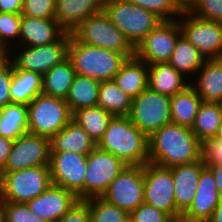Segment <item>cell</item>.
Instances as JSON below:
<instances>
[{"instance_id": "d6986e66", "label": "cell", "mask_w": 222, "mask_h": 222, "mask_svg": "<svg viewBox=\"0 0 222 222\" xmlns=\"http://www.w3.org/2000/svg\"><path fill=\"white\" fill-rule=\"evenodd\" d=\"M205 167L202 160L190 164L171 167L174 180V199L177 211L183 215L191 206L197 190L201 170Z\"/></svg>"}, {"instance_id": "ba28073f", "label": "cell", "mask_w": 222, "mask_h": 222, "mask_svg": "<svg viewBox=\"0 0 222 222\" xmlns=\"http://www.w3.org/2000/svg\"><path fill=\"white\" fill-rule=\"evenodd\" d=\"M171 96L147 87L132 99L128 117L147 137L171 123Z\"/></svg>"}, {"instance_id": "d4e9b609", "label": "cell", "mask_w": 222, "mask_h": 222, "mask_svg": "<svg viewBox=\"0 0 222 222\" xmlns=\"http://www.w3.org/2000/svg\"><path fill=\"white\" fill-rule=\"evenodd\" d=\"M191 83L168 62L148 65V87L160 94L173 96Z\"/></svg>"}, {"instance_id": "484cf974", "label": "cell", "mask_w": 222, "mask_h": 222, "mask_svg": "<svg viewBox=\"0 0 222 222\" xmlns=\"http://www.w3.org/2000/svg\"><path fill=\"white\" fill-rule=\"evenodd\" d=\"M75 76L72 61L65 59L42 75V94L66 100Z\"/></svg>"}, {"instance_id": "8992f818", "label": "cell", "mask_w": 222, "mask_h": 222, "mask_svg": "<svg viewBox=\"0 0 222 222\" xmlns=\"http://www.w3.org/2000/svg\"><path fill=\"white\" fill-rule=\"evenodd\" d=\"M71 34L86 45L123 53L128 58L134 56V47L104 11L86 18Z\"/></svg>"}, {"instance_id": "cb8c5ba5", "label": "cell", "mask_w": 222, "mask_h": 222, "mask_svg": "<svg viewBox=\"0 0 222 222\" xmlns=\"http://www.w3.org/2000/svg\"><path fill=\"white\" fill-rule=\"evenodd\" d=\"M113 80L134 99L148 87V64L135 56L127 58Z\"/></svg>"}, {"instance_id": "8fae6325", "label": "cell", "mask_w": 222, "mask_h": 222, "mask_svg": "<svg viewBox=\"0 0 222 222\" xmlns=\"http://www.w3.org/2000/svg\"><path fill=\"white\" fill-rule=\"evenodd\" d=\"M144 203L168 214L172 219L182 218L174 199V180L170 168L144 165Z\"/></svg>"}, {"instance_id": "9a60e30c", "label": "cell", "mask_w": 222, "mask_h": 222, "mask_svg": "<svg viewBox=\"0 0 222 222\" xmlns=\"http://www.w3.org/2000/svg\"><path fill=\"white\" fill-rule=\"evenodd\" d=\"M87 155L74 152H51L49 169L53 185L63 187L84 200Z\"/></svg>"}, {"instance_id": "d6a6232c", "label": "cell", "mask_w": 222, "mask_h": 222, "mask_svg": "<svg viewBox=\"0 0 222 222\" xmlns=\"http://www.w3.org/2000/svg\"><path fill=\"white\" fill-rule=\"evenodd\" d=\"M132 98L123 92L114 80L100 81L97 106L113 116H128Z\"/></svg>"}, {"instance_id": "7bdbcfd3", "label": "cell", "mask_w": 222, "mask_h": 222, "mask_svg": "<svg viewBox=\"0 0 222 222\" xmlns=\"http://www.w3.org/2000/svg\"><path fill=\"white\" fill-rule=\"evenodd\" d=\"M201 160L204 165L222 164V140L209 138L201 143Z\"/></svg>"}, {"instance_id": "3957f363", "label": "cell", "mask_w": 222, "mask_h": 222, "mask_svg": "<svg viewBox=\"0 0 222 222\" xmlns=\"http://www.w3.org/2000/svg\"><path fill=\"white\" fill-rule=\"evenodd\" d=\"M68 58L76 74L107 81L114 79L128 57L123 53L86 45L70 33Z\"/></svg>"}, {"instance_id": "30bf717a", "label": "cell", "mask_w": 222, "mask_h": 222, "mask_svg": "<svg viewBox=\"0 0 222 222\" xmlns=\"http://www.w3.org/2000/svg\"><path fill=\"white\" fill-rule=\"evenodd\" d=\"M101 198L129 214L144 203V165H128Z\"/></svg>"}, {"instance_id": "277c9868", "label": "cell", "mask_w": 222, "mask_h": 222, "mask_svg": "<svg viewBox=\"0 0 222 222\" xmlns=\"http://www.w3.org/2000/svg\"><path fill=\"white\" fill-rule=\"evenodd\" d=\"M103 11L135 48L162 20L127 0H104Z\"/></svg>"}, {"instance_id": "7c38bea8", "label": "cell", "mask_w": 222, "mask_h": 222, "mask_svg": "<svg viewBox=\"0 0 222 222\" xmlns=\"http://www.w3.org/2000/svg\"><path fill=\"white\" fill-rule=\"evenodd\" d=\"M128 166L121 159L97 146L87 155L84 200L101 197L110 183Z\"/></svg>"}, {"instance_id": "f1b7e54d", "label": "cell", "mask_w": 222, "mask_h": 222, "mask_svg": "<svg viewBox=\"0 0 222 222\" xmlns=\"http://www.w3.org/2000/svg\"><path fill=\"white\" fill-rule=\"evenodd\" d=\"M99 86V80L76 74L65 100L71 114L82 108L97 106Z\"/></svg>"}, {"instance_id": "ee69618b", "label": "cell", "mask_w": 222, "mask_h": 222, "mask_svg": "<svg viewBox=\"0 0 222 222\" xmlns=\"http://www.w3.org/2000/svg\"><path fill=\"white\" fill-rule=\"evenodd\" d=\"M57 222H91L88 205L83 200H79Z\"/></svg>"}, {"instance_id": "f5cc1de1", "label": "cell", "mask_w": 222, "mask_h": 222, "mask_svg": "<svg viewBox=\"0 0 222 222\" xmlns=\"http://www.w3.org/2000/svg\"><path fill=\"white\" fill-rule=\"evenodd\" d=\"M171 222H191V221L184 220L183 218H178V219H173Z\"/></svg>"}, {"instance_id": "6da1fadb", "label": "cell", "mask_w": 222, "mask_h": 222, "mask_svg": "<svg viewBox=\"0 0 222 222\" xmlns=\"http://www.w3.org/2000/svg\"><path fill=\"white\" fill-rule=\"evenodd\" d=\"M149 162L171 168L201 159V142L190 127L164 125L148 137Z\"/></svg>"}, {"instance_id": "8d00e7d4", "label": "cell", "mask_w": 222, "mask_h": 222, "mask_svg": "<svg viewBox=\"0 0 222 222\" xmlns=\"http://www.w3.org/2000/svg\"><path fill=\"white\" fill-rule=\"evenodd\" d=\"M21 20V14L0 12V54L11 56L8 43L10 40L18 41Z\"/></svg>"}, {"instance_id": "b9f144b4", "label": "cell", "mask_w": 222, "mask_h": 222, "mask_svg": "<svg viewBox=\"0 0 222 222\" xmlns=\"http://www.w3.org/2000/svg\"><path fill=\"white\" fill-rule=\"evenodd\" d=\"M129 218L133 222H171L173 220L168 214L146 203L132 211Z\"/></svg>"}, {"instance_id": "60d3db41", "label": "cell", "mask_w": 222, "mask_h": 222, "mask_svg": "<svg viewBox=\"0 0 222 222\" xmlns=\"http://www.w3.org/2000/svg\"><path fill=\"white\" fill-rule=\"evenodd\" d=\"M13 74V62L9 54H0V108L11 103L10 84Z\"/></svg>"}, {"instance_id": "681fc988", "label": "cell", "mask_w": 222, "mask_h": 222, "mask_svg": "<svg viewBox=\"0 0 222 222\" xmlns=\"http://www.w3.org/2000/svg\"><path fill=\"white\" fill-rule=\"evenodd\" d=\"M185 9L194 1V0H177Z\"/></svg>"}, {"instance_id": "c3c4849f", "label": "cell", "mask_w": 222, "mask_h": 222, "mask_svg": "<svg viewBox=\"0 0 222 222\" xmlns=\"http://www.w3.org/2000/svg\"><path fill=\"white\" fill-rule=\"evenodd\" d=\"M207 222H222V199L215 207L211 218Z\"/></svg>"}, {"instance_id": "2e32d148", "label": "cell", "mask_w": 222, "mask_h": 222, "mask_svg": "<svg viewBox=\"0 0 222 222\" xmlns=\"http://www.w3.org/2000/svg\"><path fill=\"white\" fill-rule=\"evenodd\" d=\"M50 139L26 133L15 139L2 172H14L37 166L49 165Z\"/></svg>"}, {"instance_id": "ab89813d", "label": "cell", "mask_w": 222, "mask_h": 222, "mask_svg": "<svg viewBox=\"0 0 222 222\" xmlns=\"http://www.w3.org/2000/svg\"><path fill=\"white\" fill-rule=\"evenodd\" d=\"M56 0H23L22 16L55 19Z\"/></svg>"}, {"instance_id": "816d5d0a", "label": "cell", "mask_w": 222, "mask_h": 222, "mask_svg": "<svg viewBox=\"0 0 222 222\" xmlns=\"http://www.w3.org/2000/svg\"><path fill=\"white\" fill-rule=\"evenodd\" d=\"M0 222H4V211L1 202H0Z\"/></svg>"}, {"instance_id": "bcb514c9", "label": "cell", "mask_w": 222, "mask_h": 222, "mask_svg": "<svg viewBox=\"0 0 222 222\" xmlns=\"http://www.w3.org/2000/svg\"><path fill=\"white\" fill-rule=\"evenodd\" d=\"M13 141L0 136V173L4 170Z\"/></svg>"}, {"instance_id": "44dd1931", "label": "cell", "mask_w": 222, "mask_h": 222, "mask_svg": "<svg viewBox=\"0 0 222 222\" xmlns=\"http://www.w3.org/2000/svg\"><path fill=\"white\" fill-rule=\"evenodd\" d=\"M104 0H56L55 20L69 33L86 18L103 11Z\"/></svg>"}, {"instance_id": "7402d4cb", "label": "cell", "mask_w": 222, "mask_h": 222, "mask_svg": "<svg viewBox=\"0 0 222 222\" xmlns=\"http://www.w3.org/2000/svg\"><path fill=\"white\" fill-rule=\"evenodd\" d=\"M51 152H74L88 155L96 143L73 119L59 133L50 139Z\"/></svg>"}, {"instance_id": "f907efd6", "label": "cell", "mask_w": 222, "mask_h": 222, "mask_svg": "<svg viewBox=\"0 0 222 222\" xmlns=\"http://www.w3.org/2000/svg\"><path fill=\"white\" fill-rule=\"evenodd\" d=\"M215 138L222 140V121H221V124L218 127V131L215 135Z\"/></svg>"}, {"instance_id": "83f0119b", "label": "cell", "mask_w": 222, "mask_h": 222, "mask_svg": "<svg viewBox=\"0 0 222 222\" xmlns=\"http://www.w3.org/2000/svg\"><path fill=\"white\" fill-rule=\"evenodd\" d=\"M201 97L190 84L184 90L171 96V123L192 128Z\"/></svg>"}, {"instance_id": "4316f807", "label": "cell", "mask_w": 222, "mask_h": 222, "mask_svg": "<svg viewBox=\"0 0 222 222\" xmlns=\"http://www.w3.org/2000/svg\"><path fill=\"white\" fill-rule=\"evenodd\" d=\"M11 103L28 105L42 93V75L37 72L17 69L13 64L10 84Z\"/></svg>"}, {"instance_id": "4fadbf2b", "label": "cell", "mask_w": 222, "mask_h": 222, "mask_svg": "<svg viewBox=\"0 0 222 222\" xmlns=\"http://www.w3.org/2000/svg\"><path fill=\"white\" fill-rule=\"evenodd\" d=\"M182 35L178 20L162 21L134 48V56L148 65L169 62Z\"/></svg>"}, {"instance_id": "836d02e7", "label": "cell", "mask_w": 222, "mask_h": 222, "mask_svg": "<svg viewBox=\"0 0 222 222\" xmlns=\"http://www.w3.org/2000/svg\"><path fill=\"white\" fill-rule=\"evenodd\" d=\"M112 117V114L99 106L82 108L72 114V119L96 144L103 137Z\"/></svg>"}, {"instance_id": "5b68a950", "label": "cell", "mask_w": 222, "mask_h": 222, "mask_svg": "<svg viewBox=\"0 0 222 222\" xmlns=\"http://www.w3.org/2000/svg\"><path fill=\"white\" fill-rule=\"evenodd\" d=\"M49 165L0 173V202L24 203L40 195L50 185Z\"/></svg>"}, {"instance_id": "7dc6e473", "label": "cell", "mask_w": 222, "mask_h": 222, "mask_svg": "<svg viewBox=\"0 0 222 222\" xmlns=\"http://www.w3.org/2000/svg\"><path fill=\"white\" fill-rule=\"evenodd\" d=\"M205 166L212 172L217 189L222 193V164Z\"/></svg>"}, {"instance_id": "7a4b0ae2", "label": "cell", "mask_w": 222, "mask_h": 222, "mask_svg": "<svg viewBox=\"0 0 222 222\" xmlns=\"http://www.w3.org/2000/svg\"><path fill=\"white\" fill-rule=\"evenodd\" d=\"M96 146L127 165H145L149 162L148 137L128 116H113Z\"/></svg>"}, {"instance_id": "74e56055", "label": "cell", "mask_w": 222, "mask_h": 222, "mask_svg": "<svg viewBox=\"0 0 222 222\" xmlns=\"http://www.w3.org/2000/svg\"><path fill=\"white\" fill-rule=\"evenodd\" d=\"M187 10L200 19L222 22V0H194Z\"/></svg>"}, {"instance_id": "52a82bcc", "label": "cell", "mask_w": 222, "mask_h": 222, "mask_svg": "<svg viewBox=\"0 0 222 222\" xmlns=\"http://www.w3.org/2000/svg\"><path fill=\"white\" fill-rule=\"evenodd\" d=\"M27 110L29 133L49 139L66 127L72 119L64 99L42 93L27 105Z\"/></svg>"}, {"instance_id": "603a6c76", "label": "cell", "mask_w": 222, "mask_h": 222, "mask_svg": "<svg viewBox=\"0 0 222 222\" xmlns=\"http://www.w3.org/2000/svg\"><path fill=\"white\" fill-rule=\"evenodd\" d=\"M191 83L202 101L222 103V58L206 59Z\"/></svg>"}, {"instance_id": "ac0fdd59", "label": "cell", "mask_w": 222, "mask_h": 222, "mask_svg": "<svg viewBox=\"0 0 222 222\" xmlns=\"http://www.w3.org/2000/svg\"><path fill=\"white\" fill-rule=\"evenodd\" d=\"M222 199L212 172L205 166L201 172L194 200L182 218L191 222H207Z\"/></svg>"}, {"instance_id": "e575fe53", "label": "cell", "mask_w": 222, "mask_h": 222, "mask_svg": "<svg viewBox=\"0 0 222 222\" xmlns=\"http://www.w3.org/2000/svg\"><path fill=\"white\" fill-rule=\"evenodd\" d=\"M89 207L91 222H127L129 213L101 197L83 200Z\"/></svg>"}, {"instance_id": "5bb4252c", "label": "cell", "mask_w": 222, "mask_h": 222, "mask_svg": "<svg viewBox=\"0 0 222 222\" xmlns=\"http://www.w3.org/2000/svg\"><path fill=\"white\" fill-rule=\"evenodd\" d=\"M69 42L70 33L66 32L59 40L47 45L21 46L20 51L18 48L11 61L17 69L44 75L52 67L68 58Z\"/></svg>"}, {"instance_id": "4dcf8cb0", "label": "cell", "mask_w": 222, "mask_h": 222, "mask_svg": "<svg viewBox=\"0 0 222 222\" xmlns=\"http://www.w3.org/2000/svg\"><path fill=\"white\" fill-rule=\"evenodd\" d=\"M29 133L26 105L9 103L0 108V136L14 141Z\"/></svg>"}, {"instance_id": "f35d334b", "label": "cell", "mask_w": 222, "mask_h": 222, "mask_svg": "<svg viewBox=\"0 0 222 222\" xmlns=\"http://www.w3.org/2000/svg\"><path fill=\"white\" fill-rule=\"evenodd\" d=\"M4 211V222H48L35 215L26 204L1 202Z\"/></svg>"}, {"instance_id": "f6af8a7d", "label": "cell", "mask_w": 222, "mask_h": 222, "mask_svg": "<svg viewBox=\"0 0 222 222\" xmlns=\"http://www.w3.org/2000/svg\"><path fill=\"white\" fill-rule=\"evenodd\" d=\"M23 0H0V12L22 14Z\"/></svg>"}, {"instance_id": "1f68e13d", "label": "cell", "mask_w": 222, "mask_h": 222, "mask_svg": "<svg viewBox=\"0 0 222 222\" xmlns=\"http://www.w3.org/2000/svg\"><path fill=\"white\" fill-rule=\"evenodd\" d=\"M221 121L222 103L202 101L191 130L202 143L206 139L215 138Z\"/></svg>"}, {"instance_id": "e0dca14e", "label": "cell", "mask_w": 222, "mask_h": 222, "mask_svg": "<svg viewBox=\"0 0 222 222\" xmlns=\"http://www.w3.org/2000/svg\"><path fill=\"white\" fill-rule=\"evenodd\" d=\"M71 191L51 184L44 192L28 201L26 205L37 216L48 222H57L77 202Z\"/></svg>"}, {"instance_id": "f546056e", "label": "cell", "mask_w": 222, "mask_h": 222, "mask_svg": "<svg viewBox=\"0 0 222 222\" xmlns=\"http://www.w3.org/2000/svg\"><path fill=\"white\" fill-rule=\"evenodd\" d=\"M205 60L198 49L181 35L175 44L172 57L168 63L184 77L188 75V77H191L194 74L197 76V72L205 63Z\"/></svg>"}, {"instance_id": "d590c367", "label": "cell", "mask_w": 222, "mask_h": 222, "mask_svg": "<svg viewBox=\"0 0 222 222\" xmlns=\"http://www.w3.org/2000/svg\"><path fill=\"white\" fill-rule=\"evenodd\" d=\"M127 1L135 4L136 6L142 7L147 11L154 13L162 21H171L177 19V17H179L181 13L185 10V8L177 0H127Z\"/></svg>"}, {"instance_id": "9c48e42d", "label": "cell", "mask_w": 222, "mask_h": 222, "mask_svg": "<svg viewBox=\"0 0 222 222\" xmlns=\"http://www.w3.org/2000/svg\"><path fill=\"white\" fill-rule=\"evenodd\" d=\"M181 33L205 59L222 58V22L203 20L185 9L178 17ZM185 18V19H184Z\"/></svg>"}, {"instance_id": "ffe728a7", "label": "cell", "mask_w": 222, "mask_h": 222, "mask_svg": "<svg viewBox=\"0 0 222 222\" xmlns=\"http://www.w3.org/2000/svg\"><path fill=\"white\" fill-rule=\"evenodd\" d=\"M66 31L55 19L22 16L19 42L22 46H41L59 40Z\"/></svg>"}]
</instances>
